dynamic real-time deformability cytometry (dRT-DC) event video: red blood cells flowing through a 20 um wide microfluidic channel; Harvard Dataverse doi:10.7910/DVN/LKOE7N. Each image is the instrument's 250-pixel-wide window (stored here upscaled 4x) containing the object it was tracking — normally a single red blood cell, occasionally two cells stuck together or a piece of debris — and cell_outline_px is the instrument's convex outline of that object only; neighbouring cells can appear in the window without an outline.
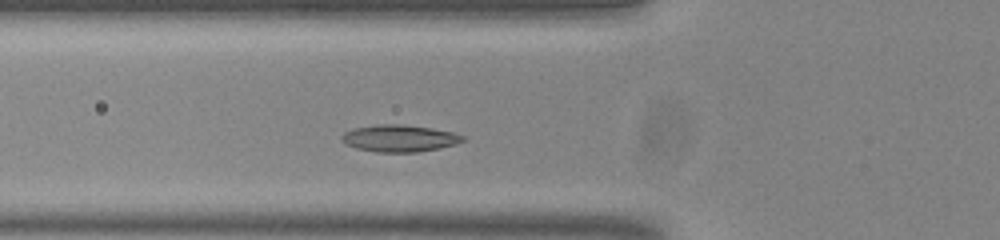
{"species": "common noctule bat (a hibernating species)", "species_latin": "Nyctalus noctula", "temperature_condition": "room temperature", "stored_images_in_passage": 43, "camera_frame_rate_fps": 3000, "um_per_image_px": 0.085, "animal": {"sex": "male", "body_mass_g": 20.0, "forearm_length_mm": 53.3}, "frame": {"image": 1, "passage_image": 9, "time_ms": 2.667, "image_size_px": [1000, 240], "cell_outline_px": [[464, 140], [456, 144], [440, 148], [416, 152], [376, 152], [356, 148], [344, 144], [340, 140], [340, 136], [344, 132], [356, 128], [380, 124], [400, 124], [432, 128], [452, 132], [464, 136]], "centroid_in_image_um": [33.92, 11.76], "position_along_channel_um": 91.9, "area_um2": 19.02}}
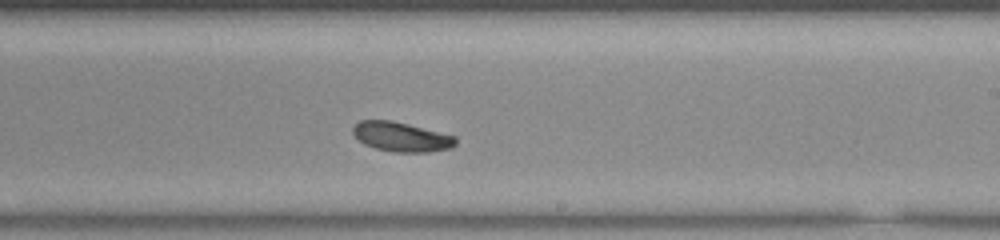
{"frame": {"image": 2, "passage_image": 22, "time_ms": 7.0, "image_size_px": [1000, 240], "cell_outline_px": [[456, 144], [452, 148], [428, 152], [396, 152], [376, 148], [364, 144], [352, 132], [352, 128], [360, 120], [392, 120], [456, 136]], "centroid_in_image_um": [34.13, 11.63], "position_along_channel_um": 254.9, "area_um2": 17.57}}
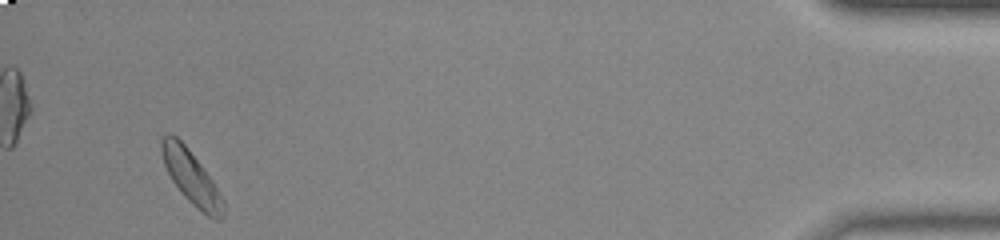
{"frame": {"image": 3, "passage_image": 41, "time_ms": 13.333, "image_size_px": [1000, 240], "cell_outline_px": [[224, 212], [220, 220], [216, 220], [208, 216], [196, 208], [180, 192], [172, 180], [164, 164], [160, 152], [160, 140], [168, 132], [176, 136], [184, 144], [200, 164], [212, 180], [224, 200]], "centroid_in_image_um": [16.24, 15.08], "position_along_channel_um": 419.0, "area_um2": 19.07}, "authors_computed_cell_mechanics": {"area_um2": 18.3226, "velocity_mm_per_s": 3.7706, "shape_relaxation_time_tau1_ms": 7.9784, "shape_relaxation_time_tau2_ms": null, "deformation_change_tau1": 0.1851, "deformation_change_tau2": null}}